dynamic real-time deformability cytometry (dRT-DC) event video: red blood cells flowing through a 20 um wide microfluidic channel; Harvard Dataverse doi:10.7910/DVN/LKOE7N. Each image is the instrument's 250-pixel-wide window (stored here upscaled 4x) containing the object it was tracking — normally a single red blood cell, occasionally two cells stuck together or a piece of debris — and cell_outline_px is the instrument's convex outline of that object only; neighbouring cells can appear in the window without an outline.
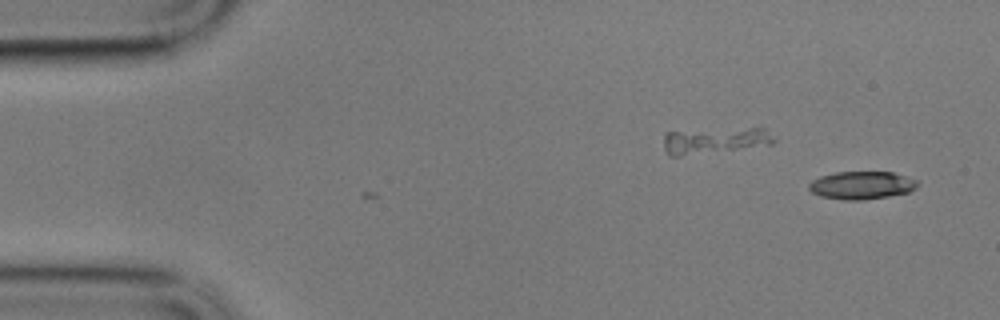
{"species": "common noctule bat (a hibernating species)", "species_latin": "Nyctalus noctula", "temperature_condition": "cold", "stored_images_in_passage": 3, "camera_frame_rate_fps": 3000, "um_per_image_px": 0.085, "animal": {"sex": "male", "body_mass_g": 17.9}, "frame": {"image": 1, "passage_image": 3, "time_ms": 0.667, "image_size_px": [1000, 320], "cell_outline_px": [[920, 184], [916, 188], [908, 192], [888, 196], [864, 200], [844, 200], [820, 196], [812, 192], [808, 188], [808, 184], [812, 180], [820, 176], [836, 172], [892, 172], [916, 180]], "centroid_in_image_um": [73.22, 15.75], "position_along_channel_um": 11.8, "area_um2": 17.63}}